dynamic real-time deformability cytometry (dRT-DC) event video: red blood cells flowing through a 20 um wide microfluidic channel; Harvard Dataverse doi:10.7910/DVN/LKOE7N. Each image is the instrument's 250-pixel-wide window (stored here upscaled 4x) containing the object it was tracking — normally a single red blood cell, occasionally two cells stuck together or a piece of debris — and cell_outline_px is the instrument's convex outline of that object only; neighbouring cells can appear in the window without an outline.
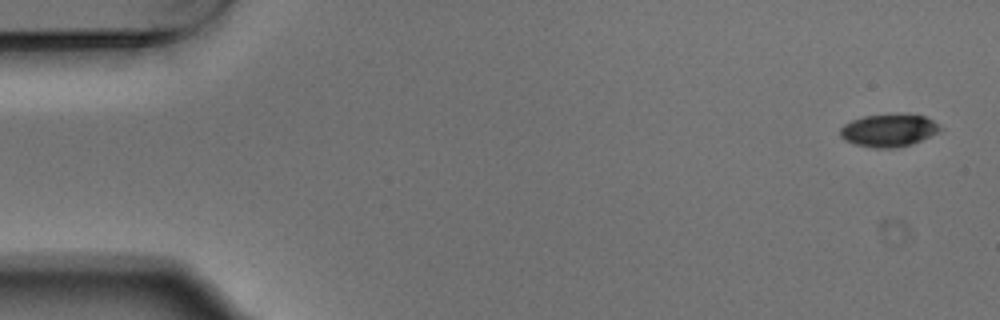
{"species": "Egyptian fruit bat (a non-hibernating species)", "species_latin": "Rousettus aegyptiacus", "temperature_condition": "warm", "stored_images_in_passage": 4, "camera_frame_rate_fps": 3000, "um_per_image_px": 0.085, "animal": {"sex": "male"}, "frame": {"image": 1, "passage_image": 1, "time_ms": 0.0, "image_size_px": [1000, 320], "cell_outline_px": [[940, 128], [936, 132], [912, 144], [896, 148], [876, 148], [856, 144], [844, 140], [840, 136], [840, 128], [844, 124], [852, 120], [864, 116], [896, 112], [924, 116], [932, 120]], "centroid_in_image_um": [75.49, 11.05], "position_along_channel_um": 9.5, "area_um2": 19.02}}
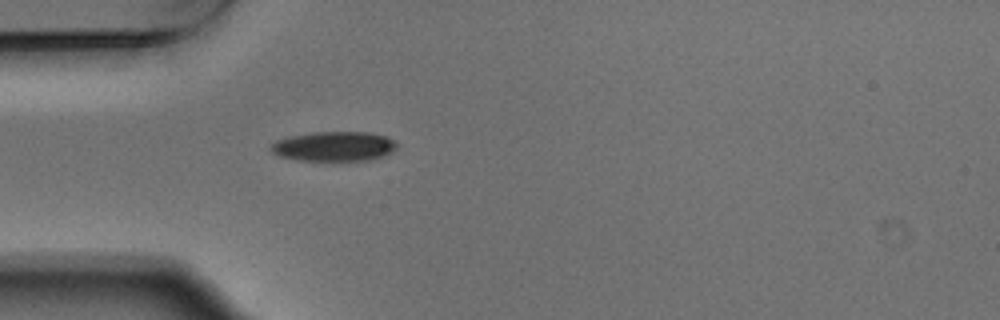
{"frame": {"image": 2, "passage_image": 4, "time_ms": 1.0, "image_size_px": [1000, 320], "cell_outline_px": [[396, 148], [392, 152], [384, 156], [372, 160], [296, 160], [280, 156], [272, 152], [268, 148], [276, 140], [288, 136], [312, 132], [368, 132], [388, 136], [396, 144]], "centroid_in_image_um": [28.38, 12.43], "position_along_channel_um": 56.6, "area_um2": 21.91}}